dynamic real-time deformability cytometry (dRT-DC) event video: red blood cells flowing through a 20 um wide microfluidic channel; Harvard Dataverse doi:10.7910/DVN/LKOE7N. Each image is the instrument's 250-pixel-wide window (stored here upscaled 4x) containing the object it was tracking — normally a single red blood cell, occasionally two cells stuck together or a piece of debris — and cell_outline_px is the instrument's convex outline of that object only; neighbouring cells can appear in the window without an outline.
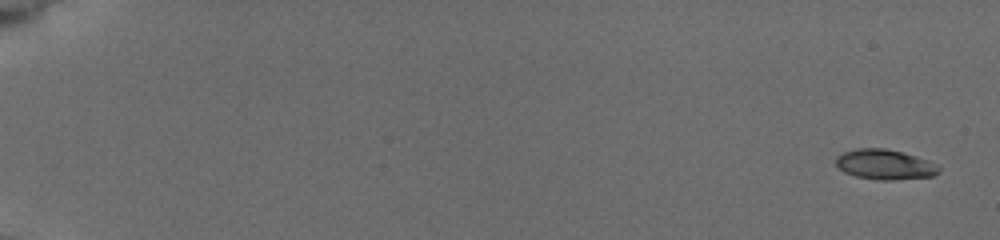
{"species": "common noctule bat (a hibernating species)", "species_latin": "Nyctalus noctula", "temperature_condition": "cold", "stored_images_in_passage": 10, "camera_frame_rate_fps": 3000, "um_per_image_px": 0.085, "animal": {"sex": "female", "body_mass_g": 19.5, "forearm_length_mm": 54.1}, "frame": {"image": 1, "passage_image": 1, "time_ms": 0.0, "image_size_px": [1000, 240], "cell_outline_px": [[940, 172], [932, 176], [892, 180], [880, 180], [856, 176], [844, 172], [836, 164], [836, 156], [844, 152], [856, 148], [884, 148], [916, 156], [928, 160], [936, 164], [940, 168]], "centroid_in_image_um": [75.21, 13.98], "position_along_channel_um": 9.8, "area_um2": 17.92}}
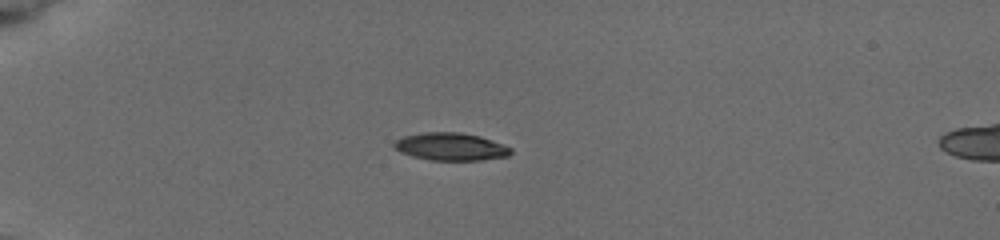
{"frame": {"image": 2, "passage_image": 7, "time_ms": 5.0, "image_size_px": [1000, 240], "cell_outline_px": [[512, 152], [508, 156], [480, 160], [432, 160], [412, 156], [400, 152], [392, 144], [396, 140], [404, 136], [424, 132], [460, 132], [480, 136], [512, 148]], "centroid_in_image_um": [38.31, 12.46], "position_along_channel_um": 46.7, "area_um2": 18.67}}
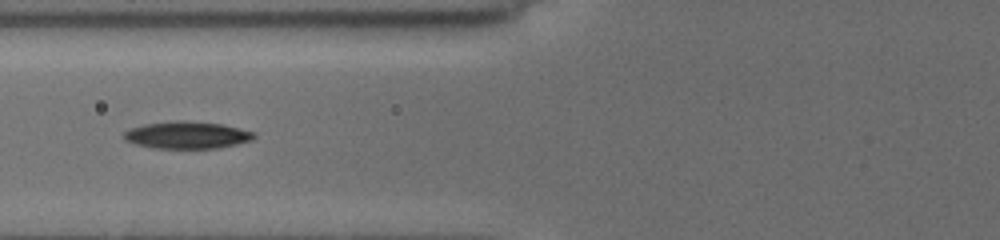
{"frame": {"image": 3, "passage_image": 10, "time_ms": 7.667, "image_size_px": [1000, 240], "cell_outline_px": [[256, 136], [252, 140], [220, 148], [152, 148], [136, 144], [124, 140], [124, 132], [132, 128], [144, 124], [180, 120], [220, 124], [256, 132]], "centroid_in_image_um": [15.91, 11.49], "position_along_channel_um": 109.9, "area_um2": 20.46}}